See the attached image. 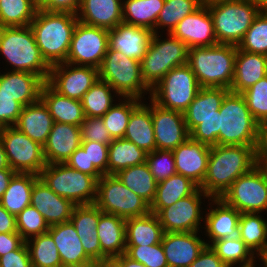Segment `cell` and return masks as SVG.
Wrapping results in <instances>:
<instances>
[{"label": "cell", "mask_w": 267, "mask_h": 267, "mask_svg": "<svg viewBox=\"0 0 267 267\" xmlns=\"http://www.w3.org/2000/svg\"><path fill=\"white\" fill-rule=\"evenodd\" d=\"M255 147L211 146L208 167L201 188L209 197L221 198L232 183L256 166Z\"/></svg>", "instance_id": "obj_1"}, {"label": "cell", "mask_w": 267, "mask_h": 267, "mask_svg": "<svg viewBox=\"0 0 267 267\" xmlns=\"http://www.w3.org/2000/svg\"><path fill=\"white\" fill-rule=\"evenodd\" d=\"M78 15L38 9L30 28L46 63L51 67L66 62Z\"/></svg>", "instance_id": "obj_2"}, {"label": "cell", "mask_w": 267, "mask_h": 267, "mask_svg": "<svg viewBox=\"0 0 267 267\" xmlns=\"http://www.w3.org/2000/svg\"><path fill=\"white\" fill-rule=\"evenodd\" d=\"M237 46L216 44L188 49V65L201 87L226 88L233 83Z\"/></svg>", "instance_id": "obj_3"}, {"label": "cell", "mask_w": 267, "mask_h": 267, "mask_svg": "<svg viewBox=\"0 0 267 267\" xmlns=\"http://www.w3.org/2000/svg\"><path fill=\"white\" fill-rule=\"evenodd\" d=\"M0 52L15 68L39 75L45 82L51 67L43 59L30 26L0 27Z\"/></svg>", "instance_id": "obj_4"}, {"label": "cell", "mask_w": 267, "mask_h": 267, "mask_svg": "<svg viewBox=\"0 0 267 267\" xmlns=\"http://www.w3.org/2000/svg\"><path fill=\"white\" fill-rule=\"evenodd\" d=\"M218 145L255 147L258 122L241 93L229 91L219 109Z\"/></svg>", "instance_id": "obj_5"}, {"label": "cell", "mask_w": 267, "mask_h": 267, "mask_svg": "<svg viewBox=\"0 0 267 267\" xmlns=\"http://www.w3.org/2000/svg\"><path fill=\"white\" fill-rule=\"evenodd\" d=\"M217 42L238 46L255 17L262 0H233L208 6Z\"/></svg>", "instance_id": "obj_6"}, {"label": "cell", "mask_w": 267, "mask_h": 267, "mask_svg": "<svg viewBox=\"0 0 267 267\" xmlns=\"http://www.w3.org/2000/svg\"><path fill=\"white\" fill-rule=\"evenodd\" d=\"M39 178L57 195L71 200L75 205L95 202L97 180L66 163L46 164Z\"/></svg>", "instance_id": "obj_7"}, {"label": "cell", "mask_w": 267, "mask_h": 267, "mask_svg": "<svg viewBox=\"0 0 267 267\" xmlns=\"http://www.w3.org/2000/svg\"><path fill=\"white\" fill-rule=\"evenodd\" d=\"M99 79L124 98L140 99L145 90L151 91L142 79L141 62L109 47L99 68Z\"/></svg>", "instance_id": "obj_8"}, {"label": "cell", "mask_w": 267, "mask_h": 267, "mask_svg": "<svg viewBox=\"0 0 267 267\" xmlns=\"http://www.w3.org/2000/svg\"><path fill=\"white\" fill-rule=\"evenodd\" d=\"M153 33L151 43L141 60V76L152 89L171 69L188 63L187 45L171 34L161 40Z\"/></svg>", "instance_id": "obj_9"}, {"label": "cell", "mask_w": 267, "mask_h": 267, "mask_svg": "<svg viewBox=\"0 0 267 267\" xmlns=\"http://www.w3.org/2000/svg\"><path fill=\"white\" fill-rule=\"evenodd\" d=\"M201 86L188 64L171 69L150 92L159 106L184 113Z\"/></svg>", "instance_id": "obj_10"}, {"label": "cell", "mask_w": 267, "mask_h": 267, "mask_svg": "<svg viewBox=\"0 0 267 267\" xmlns=\"http://www.w3.org/2000/svg\"><path fill=\"white\" fill-rule=\"evenodd\" d=\"M94 204L104 213L124 219L150 213V205L127 188L116 175H103L97 181Z\"/></svg>", "instance_id": "obj_11"}, {"label": "cell", "mask_w": 267, "mask_h": 267, "mask_svg": "<svg viewBox=\"0 0 267 267\" xmlns=\"http://www.w3.org/2000/svg\"><path fill=\"white\" fill-rule=\"evenodd\" d=\"M0 139L12 170L39 176L47 164L43 146L14 126L0 128Z\"/></svg>", "instance_id": "obj_12"}, {"label": "cell", "mask_w": 267, "mask_h": 267, "mask_svg": "<svg viewBox=\"0 0 267 267\" xmlns=\"http://www.w3.org/2000/svg\"><path fill=\"white\" fill-rule=\"evenodd\" d=\"M221 199L240 213L267 210V180L258 165L237 178Z\"/></svg>", "instance_id": "obj_13"}, {"label": "cell", "mask_w": 267, "mask_h": 267, "mask_svg": "<svg viewBox=\"0 0 267 267\" xmlns=\"http://www.w3.org/2000/svg\"><path fill=\"white\" fill-rule=\"evenodd\" d=\"M109 30L80 21L74 29L66 63L100 68L108 49Z\"/></svg>", "instance_id": "obj_14"}, {"label": "cell", "mask_w": 267, "mask_h": 267, "mask_svg": "<svg viewBox=\"0 0 267 267\" xmlns=\"http://www.w3.org/2000/svg\"><path fill=\"white\" fill-rule=\"evenodd\" d=\"M69 67L72 64L66 62L51 66L46 82L59 94L81 101L83 95L99 79V69L83 65Z\"/></svg>", "instance_id": "obj_15"}, {"label": "cell", "mask_w": 267, "mask_h": 267, "mask_svg": "<svg viewBox=\"0 0 267 267\" xmlns=\"http://www.w3.org/2000/svg\"><path fill=\"white\" fill-rule=\"evenodd\" d=\"M201 193L203 196L209 197L198 187L191 195L160 209L155 214L164 232H198L199 221L202 218L200 216Z\"/></svg>", "instance_id": "obj_16"}, {"label": "cell", "mask_w": 267, "mask_h": 267, "mask_svg": "<svg viewBox=\"0 0 267 267\" xmlns=\"http://www.w3.org/2000/svg\"><path fill=\"white\" fill-rule=\"evenodd\" d=\"M151 104L156 149L173 151L190 137L184 113L163 108L152 99Z\"/></svg>", "instance_id": "obj_17"}, {"label": "cell", "mask_w": 267, "mask_h": 267, "mask_svg": "<svg viewBox=\"0 0 267 267\" xmlns=\"http://www.w3.org/2000/svg\"><path fill=\"white\" fill-rule=\"evenodd\" d=\"M188 48L218 44L208 6L201 5L180 21L170 33Z\"/></svg>", "instance_id": "obj_18"}, {"label": "cell", "mask_w": 267, "mask_h": 267, "mask_svg": "<svg viewBox=\"0 0 267 267\" xmlns=\"http://www.w3.org/2000/svg\"><path fill=\"white\" fill-rule=\"evenodd\" d=\"M211 147L190 137L173 150L177 174L200 187L205 179Z\"/></svg>", "instance_id": "obj_19"}, {"label": "cell", "mask_w": 267, "mask_h": 267, "mask_svg": "<svg viewBox=\"0 0 267 267\" xmlns=\"http://www.w3.org/2000/svg\"><path fill=\"white\" fill-rule=\"evenodd\" d=\"M161 244L168 267H189L208 243L197 232H164Z\"/></svg>", "instance_id": "obj_20"}, {"label": "cell", "mask_w": 267, "mask_h": 267, "mask_svg": "<svg viewBox=\"0 0 267 267\" xmlns=\"http://www.w3.org/2000/svg\"><path fill=\"white\" fill-rule=\"evenodd\" d=\"M30 205L42 214L49 226L70 221L76 206L71 200L57 195L40 178L32 187Z\"/></svg>", "instance_id": "obj_21"}, {"label": "cell", "mask_w": 267, "mask_h": 267, "mask_svg": "<svg viewBox=\"0 0 267 267\" xmlns=\"http://www.w3.org/2000/svg\"><path fill=\"white\" fill-rule=\"evenodd\" d=\"M81 142L80 126L54 122L43 146L46 163H66Z\"/></svg>", "instance_id": "obj_22"}, {"label": "cell", "mask_w": 267, "mask_h": 267, "mask_svg": "<svg viewBox=\"0 0 267 267\" xmlns=\"http://www.w3.org/2000/svg\"><path fill=\"white\" fill-rule=\"evenodd\" d=\"M152 36L153 31L150 29L121 23L113 30H109L108 46L141 62L149 48Z\"/></svg>", "instance_id": "obj_23"}, {"label": "cell", "mask_w": 267, "mask_h": 267, "mask_svg": "<svg viewBox=\"0 0 267 267\" xmlns=\"http://www.w3.org/2000/svg\"><path fill=\"white\" fill-rule=\"evenodd\" d=\"M99 217L100 209L95 204L76 205L70 217L85 253L93 261L101 259V246L97 234Z\"/></svg>", "instance_id": "obj_24"}, {"label": "cell", "mask_w": 267, "mask_h": 267, "mask_svg": "<svg viewBox=\"0 0 267 267\" xmlns=\"http://www.w3.org/2000/svg\"><path fill=\"white\" fill-rule=\"evenodd\" d=\"M44 83L39 75L29 72L10 71L0 75V91L13 97L23 107L40 100Z\"/></svg>", "instance_id": "obj_25"}, {"label": "cell", "mask_w": 267, "mask_h": 267, "mask_svg": "<svg viewBox=\"0 0 267 267\" xmlns=\"http://www.w3.org/2000/svg\"><path fill=\"white\" fill-rule=\"evenodd\" d=\"M121 0H81L78 21L81 23L113 30L123 23ZM82 13V14H81Z\"/></svg>", "instance_id": "obj_26"}, {"label": "cell", "mask_w": 267, "mask_h": 267, "mask_svg": "<svg viewBox=\"0 0 267 267\" xmlns=\"http://www.w3.org/2000/svg\"><path fill=\"white\" fill-rule=\"evenodd\" d=\"M267 75V56L240 50L237 46L231 92L242 93Z\"/></svg>", "instance_id": "obj_27"}, {"label": "cell", "mask_w": 267, "mask_h": 267, "mask_svg": "<svg viewBox=\"0 0 267 267\" xmlns=\"http://www.w3.org/2000/svg\"><path fill=\"white\" fill-rule=\"evenodd\" d=\"M54 120L48 107L40 99L38 102L22 108L17 123L14 125L30 139L44 146L53 127Z\"/></svg>", "instance_id": "obj_28"}, {"label": "cell", "mask_w": 267, "mask_h": 267, "mask_svg": "<svg viewBox=\"0 0 267 267\" xmlns=\"http://www.w3.org/2000/svg\"><path fill=\"white\" fill-rule=\"evenodd\" d=\"M54 122L80 126L85 119L82 103L56 92L47 82L41 89V98Z\"/></svg>", "instance_id": "obj_29"}, {"label": "cell", "mask_w": 267, "mask_h": 267, "mask_svg": "<svg viewBox=\"0 0 267 267\" xmlns=\"http://www.w3.org/2000/svg\"><path fill=\"white\" fill-rule=\"evenodd\" d=\"M126 219L100 210L97 234L101 246V258L120 256L126 252Z\"/></svg>", "instance_id": "obj_30"}, {"label": "cell", "mask_w": 267, "mask_h": 267, "mask_svg": "<svg viewBox=\"0 0 267 267\" xmlns=\"http://www.w3.org/2000/svg\"><path fill=\"white\" fill-rule=\"evenodd\" d=\"M48 233L56 244L62 264L94 262L85 253L71 221L51 225Z\"/></svg>", "instance_id": "obj_31"}, {"label": "cell", "mask_w": 267, "mask_h": 267, "mask_svg": "<svg viewBox=\"0 0 267 267\" xmlns=\"http://www.w3.org/2000/svg\"><path fill=\"white\" fill-rule=\"evenodd\" d=\"M226 88L201 87L193 102L184 112L188 132L190 133L201 120L213 117L221 107L225 95L229 92Z\"/></svg>", "instance_id": "obj_32"}, {"label": "cell", "mask_w": 267, "mask_h": 267, "mask_svg": "<svg viewBox=\"0 0 267 267\" xmlns=\"http://www.w3.org/2000/svg\"><path fill=\"white\" fill-rule=\"evenodd\" d=\"M217 208L206 214V232L212 239L210 242L222 238L238 236V223L241 213L235 208L228 206L221 198H213Z\"/></svg>", "instance_id": "obj_33"}, {"label": "cell", "mask_w": 267, "mask_h": 267, "mask_svg": "<svg viewBox=\"0 0 267 267\" xmlns=\"http://www.w3.org/2000/svg\"><path fill=\"white\" fill-rule=\"evenodd\" d=\"M163 235V227L154 213L130 217L125 221L126 246L158 244L162 242Z\"/></svg>", "instance_id": "obj_34"}, {"label": "cell", "mask_w": 267, "mask_h": 267, "mask_svg": "<svg viewBox=\"0 0 267 267\" xmlns=\"http://www.w3.org/2000/svg\"><path fill=\"white\" fill-rule=\"evenodd\" d=\"M124 138L147 153L156 150L151 107L140 103L132 111Z\"/></svg>", "instance_id": "obj_35"}, {"label": "cell", "mask_w": 267, "mask_h": 267, "mask_svg": "<svg viewBox=\"0 0 267 267\" xmlns=\"http://www.w3.org/2000/svg\"><path fill=\"white\" fill-rule=\"evenodd\" d=\"M38 179L39 176L35 174L16 173L3 193L0 204L10 214L17 216L30 205L32 187Z\"/></svg>", "instance_id": "obj_36"}, {"label": "cell", "mask_w": 267, "mask_h": 267, "mask_svg": "<svg viewBox=\"0 0 267 267\" xmlns=\"http://www.w3.org/2000/svg\"><path fill=\"white\" fill-rule=\"evenodd\" d=\"M197 188L198 186L194 182L180 174H175L157 183L155 199L150 205L151 213L156 214L160 209L191 195Z\"/></svg>", "instance_id": "obj_37"}, {"label": "cell", "mask_w": 267, "mask_h": 267, "mask_svg": "<svg viewBox=\"0 0 267 267\" xmlns=\"http://www.w3.org/2000/svg\"><path fill=\"white\" fill-rule=\"evenodd\" d=\"M165 0H126L123 3V23L144 27L156 33V21Z\"/></svg>", "instance_id": "obj_38"}, {"label": "cell", "mask_w": 267, "mask_h": 267, "mask_svg": "<svg viewBox=\"0 0 267 267\" xmlns=\"http://www.w3.org/2000/svg\"><path fill=\"white\" fill-rule=\"evenodd\" d=\"M147 152L125 139H113L108 148V174L146 162Z\"/></svg>", "instance_id": "obj_39"}, {"label": "cell", "mask_w": 267, "mask_h": 267, "mask_svg": "<svg viewBox=\"0 0 267 267\" xmlns=\"http://www.w3.org/2000/svg\"><path fill=\"white\" fill-rule=\"evenodd\" d=\"M120 181L149 205L155 199L157 182L146 162L119 171L115 174Z\"/></svg>", "instance_id": "obj_40"}, {"label": "cell", "mask_w": 267, "mask_h": 267, "mask_svg": "<svg viewBox=\"0 0 267 267\" xmlns=\"http://www.w3.org/2000/svg\"><path fill=\"white\" fill-rule=\"evenodd\" d=\"M260 216L257 213H241L238 223V237L258 255L267 249V223Z\"/></svg>", "instance_id": "obj_41"}, {"label": "cell", "mask_w": 267, "mask_h": 267, "mask_svg": "<svg viewBox=\"0 0 267 267\" xmlns=\"http://www.w3.org/2000/svg\"><path fill=\"white\" fill-rule=\"evenodd\" d=\"M209 245L227 266L242 263L241 267H254V252L238 236L222 238Z\"/></svg>", "instance_id": "obj_42"}, {"label": "cell", "mask_w": 267, "mask_h": 267, "mask_svg": "<svg viewBox=\"0 0 267 267\" xmlns=\"http://www.w3.org/2000/svg\"><path fill=\"white\" fill-rule=\"evenodd\" d=\"M37 10V0H0V27L28 26Z\"/></svg>", "instance_id": "obj_43"}, {"label": "cell", "mask_w": 267, "mask_h": 267, "mask_svg": "<svg viewBox=\"0 0 267 267\" xmlns=\"http://www.w3.org/2000/svg\"><path fill=\"white\" fill-rule=\"evenodd\" d=\"M27 240L30 260L33 267H59L62 264L59 251L52 236L46 232Z\"/></svg>", "instance_id": "obj_44"}, {"label": "cell", "mask_w": 267, "mask_h": 267, "mask_svg": "<svg viewBox=\"0 0 267 267\" xmlns=\"http://www.w3.org/2000/svg\"><path fill=\"white\" fill-rule=\"evenodd\" d=\"M113 88L100 79L83 95L81 99L85 117H102L114 105L111 90Z\"/></svg>", "instance_id": "obj_45"}, {"label": "cell", "mask_w": 267, "mask_h": 267, "mask_svg": "<svg viewBox=\"0 0 267 267\" xmlns=\"http://www.w3.org/2000/svg\"><path fill=\"white\" fill-rule=\"evenodd\" d=\"M127 99V100H126ZM137 98H125L124 103L113 105L101 118L113 139L124 138L132 111L140 104Z\"/></svg>", "instance_id": "obj_46"}, {"label": "cell", "mask_w": 267, "mask_h": 267, "mask_svg": "<svg viewBox=\"0 0 267 267\" xmlns=\"http://www.w3.org/2000/svg\"><path fill=\"white\" fill-rule=\"evenodd\" d=\"M200 6V0H165L157 18L155 29L167 26L168 34H170L180 21Z\"/></svg>", "instance_id": "obj_47"}, {"label": "cell", "mask_w": 267, "mask_h": 267, "mask_svg": "<svg viewBox=\"0 0 267 267\" xmlns=\"http://www.w3.org/2000/svg\"><path fill=\"white\" fill-rule=\"evenodd\" d=\"M238 48L267 56V13L264 10L255 17Z\"/></svg>", "instance_id": "obj_48"}, {"label": "cell", "mask_w": 267, "mask_h": 267, "mask_svg": "<svg viewBox=\"0 0 267 267\" xmlns=\"http://www.w3.org/2000/svg\"><path fill=\"white\" fill-rule=\"evenodd\" d=\"M17 231L26 242L30 237L48 232L50 226L42 214L29 205L16 216Z\"/></svg>", "instance_id": "obj_49"}, {"label": "cell", "mask_w": 267, "mask_h": 267, "mask_svg": "<svg viewBox=\"0 0 267 267\" xmlns=\"http://www.w3.org/2000/svg\"><path fill=\"white\" fill-rule=\"evenodd\" d=\"M241 94L254 119L258 123L267 121V75Z\"/></svg>", "instance_id": "obj_50"}, {"label": "cell", "mask_w": 267, "mask_h": 267, "mask_svg": "<svg viewBox=\"0 0 267 267\" xmlns=\"http://www.w3.org/2000/svg\"><path fill=\"white\" fill-rule=\"evenodd\" d=\"M81 147L89 158V175L98 181L103 175L108 174L109 145L94 141H82Z\"/></svg>", "instance_id": "obj_51"}, {"label": "cell", "mask_w": 267, "mask_h": 267, "mask_svg": "<svg viewBox=\"0 0 267 267\" xmlns=\"http://www.w3.org/2000/svg\"><path fill=\"white\" fill-rule=\"evenodd\" d=\"M146 164L157 183L177 174L173 151L156 149L147 153Z\"/></svg>", "instance_id": "obj_52"}, {"label": "cell", "mask_w": 267, "mask_h": 267, "mask_svg": "<svg viewBox=\"0 0 267 267\" xmlns=\"http://www.w3.org/2000/svg\"><path fill=\"white\" fill-rule=\"evenodd\" d=\"M125 254L146 267H168L161 243L148 246H126Z\"/></svg>", "instance_id": "obj_53"}, {"label": "cell", "mask_w": 267, "mask_h": 267, "mask_svg": "<svg viewBox=\"0 0 267 267\" xmlns=\"http://www.w3.org/2000/svg\"><path fill=\"white\" fill-rule=\"evenodd\" d=\"M219 110L213 117L201 120V124L197 125L191 132L190 138L208 146L218 145L219 136Z\"/></svg>", "instance_id": "obj_54"}, {"label": "cell", "mask_w": 267, "mask_h": 267, "mask_svg": "<svg viewBox=\"0 0 267 267\" xmlns=\"http://www.w3.org/2000/svg\"><path fill=\"white\" fill-rule=\"evenodd\" d=\"M80 131L82 141H94L109 145L113 140L101 117H85L80 125Z\"/></svg>", "instance_id": "obj_55"}, {"label": "cell", "mask_w": 267, "mask_h": 267, "mask_svg": "<svg viewBox=\"0 0 267 267\" xmlns=\"http://www.w3.org/2000/svg\"><path fill=\"white\" fill-rule=\"evenodd\" d=\"M22 108L23 106L13 100V97L0 91V128L14 126Z\"/></svg>", "instance_id": "obj_56"}, {"label": "cell", "mask_w": 267, "mask_h": 267, "mask_svg": "<svg viewBox=\"0 0 267 267\" xmlns=\"http://www.w3.org/2000/svg\"><path fill=\"white\" fill-rule=\"evenodd\" d=\"M0 267H33L26 243L0 257Z\"/></svg>", "instance_id": "obj_57"}, {"label": "cell", "mask_w": 267, "mask_h": 267, "mask_svg": "<svg viewBox=\"0 0 267 267\" xmlns=\"http://www.w3.org/2000/svg\"><path fill=\"white\" fill-rule=\"evenodd\" d=\"M81 0H37L38 9L49 12H68L77 15Z\"/></svg>", "instance_id": "obj_58"}, {"label": "cell", "mask_w": 267, "mask_h": 267, "mask_svg": "<svg viewBox=\"0 0 267 267\" xmlns=\"http://www.w3.org/2000/svg\"><path fill=\"white\" fill-rule=\"evenodd\" d=\"M189 267H227L215 253V251L206 245L199 256L191 263Z\"/></svg>", "instance_id": "obj_59"}, {"label": "cell", "mask_w": 267, "mask_h": 267, "mask_svg": "<svg viewBox=\"0 0 267 267\" xmlns=\"http://www.w3.org/2000/svg\"><path fill=\"white\" fill-rule=\"evenodd\" d=\"M255 161H267V121L258 123Z\"/></svg>", "instance_id": "obj_60"}, {"label": "cell", "mask_w": 267, "mask_h": 267, "mask_svg": "<svg viewBox=\"0 0 267 267\" xmlns=\"http://www.w3.org/2000/svg\"><path fill=\"white\" fill-rule=\"evenodd\" d=\"M25 241L18 232L0 233V257L12 250L19 249Z\"/></svg>", "instance_id": "obj_61"}, {"label": "cell", "mask_w": 267, "mask_h": 267, "mask_svg": "<svg viewBox=\"0 0 267 267\" xmlns=\"http://www.w3.org/2000/svg\"><path fill=\"white\" fill-rule=\"evenodd\" d=\"M66 164L75 170L89 175V158L81 146L75 150Z\"/></svg>", "instance_id": "obj_62"}, {"label": "cell", "mask_w": 267, "mask_h": 267, "mask_svg": "<svg viewBox=\"0 0 267 267\" xmlns=\"http://www.w3.org/2000/svg\"><path fill=\"white\" fill-rule=\"evenodd\" d=\"M17 231L16 216L10 214L0 204V233H15Z\"/></svg>", "instance_id": "obj_63"}, {"label": "cell", "mask_w": 267, "mask_h": 267, "mask_svg": "<svg viewBox=\"0 0 267 267\" xmlns=\"http://www.w3.org/2000/svg\"><path fill=\"white\" fill-rule=\"evenodd\" d=\"M95 267H123V254L120 256L103 257L94 261Z\"/></svg>", "instance_id": "obj_64"}, {"label": "cell", "mask_w": 267, "mask_h": 267, "mask_svg": "<svg viewBox=\"0 0 267 267\" xmlns=\"http://www.w3.org/2000/svg\"><path fill=\"white\" fill-rule=\"evenodd\" d=\"M16 174L11 168L0 169V199L6 191L12 177Z\"/></svg>", "instance_id": "obj_65"}, {"label": "cell", "mask_w": 267, "mask_h": 267, "mask_svg": "<svg viewBox=\"0 0 267 267\" xmlns=\"http://www.w3.org/2000/svg\"><path fill=\"white\" fill-rule=\"evenodd\" d=\"M6 168H10V166L7 160V156L2 141L0 139V169H6Z\"/></svg>", "instance_id": "obj_66"}, {"label": "cell", "mask_w": 267, "mask_h": 267, "mask_svg": "<svg viewBox=\"0 0 267 267\" xmlns=\"http://www.w3.org/2000/svg\"><path fill=\"white\" fill-rule=\"evenodd\" d=\"M123 267H146V266L138 261L131 259L124 253L123 254Z\"/></svg>", "instance_id": "obj_67"}, {"label": "cell", "mask_w": 267, "mask_h": 267, "mask_svg": "<svg viewBox=\"0 0 267 267\" xmlns=\"http://www.w3.org/2000/svg\"><path fill=\"white\" fill-rule=\"evenodd\" d=\"M59 267H95L94 262L61 264Z\"/></svg>", "instance_id": "obj_68"}, {"label": "cell", "mask_w": 267, "mask_h": 267, "mask_svg": "<svg viewBox=\"0 0 267 267\" xmlns=\"http://www.w3.org/2000/svg\"><path fill=\"white\" fill-rule=\"evenodd\" d=\"M227 1H233V0H200V3L203 6H211L217 3L227 2Z\"/></svg>", "instance_id": "obj_69"}, {"label": "cell", "mask_w": 267, "mask_h": 267, "mask_svg": "<svg viewBox=\"0 0 267 267\" xmlns=\"http://www.w3.org/2000/svg\"><path fill=\"white\" fill-rule=\"evenodd\" d=\"M256 165L262 170L267 180V161H255Z\"/></svg>", "instance_id": "obj_70"}, {"label": "cell", "mask_w": 267, "mask_h": 267, "mask_svg": "<svg viewBox=\"0 0 267 267\" xmlns=\"http://www.w3.org/2000/svg\"><path fill=\"white\" fill-rule=\"evenodd\" d=\"M259 256L265 265L264 267H267V249L264 250Z\"/></svg>", "instance_id": "obj_71"}, {"label": "cell", "mask_w": 267, "mask_h": 267, "mask_svg": "<svg viewBox=\"0 0 267 267\" xmlns=\"http://www.w3.org/2000/svg\"><path fill=\"white\" fill-rule=\"evenodd\" d=\"M262 10L267 13V0H262Z\"/></svg>", "instance_id": "obj_72"}]
</instances>
